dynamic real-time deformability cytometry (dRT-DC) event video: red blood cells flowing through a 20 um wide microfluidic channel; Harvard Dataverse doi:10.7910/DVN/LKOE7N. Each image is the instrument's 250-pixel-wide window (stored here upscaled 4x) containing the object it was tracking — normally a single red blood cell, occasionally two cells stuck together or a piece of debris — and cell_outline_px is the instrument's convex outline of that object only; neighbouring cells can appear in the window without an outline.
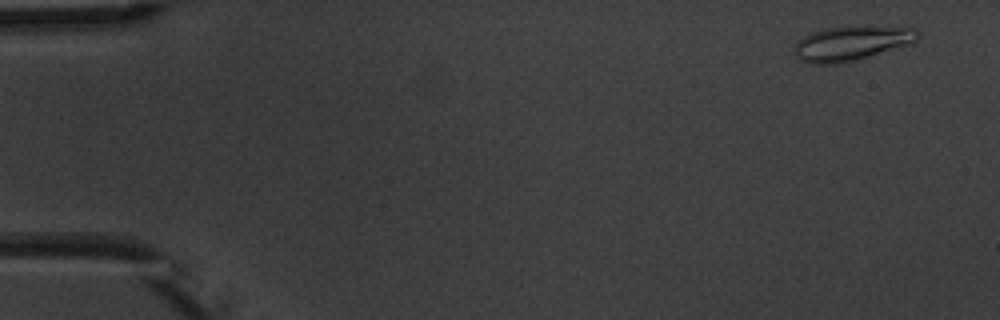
{"species": "common noctule bat (a hibernating species)", "species_latin": "Nyctalus noctula", "temperature_condition": "warm", "stored_images_in_passage": 4, "camera_frame_rate_fps": 3000, "um_per_image_px": 0.085, "animal": {"sex": "male", "body_mass_g": 20.1, "forearm_length_mm": 53.5}, "frame": {"image": 1, "passage_image": 1, "time_ms": 0.0, "image_size_px": [1000, 320], "cell_outline_px": [[920, 36], [916, 40], [908, 44], [856, 60], [832, 64], [812, 64], [800, 60], [792, 52], [792, 48], [796, 40], [808, 32], [824, 28], [856, 24], [868, 24], [916, 28], [920, 32]], "centroid_in_image_um": [72.33, 3.62], "position_along_channel_um": 12.7, "area_um2": 25.84}}
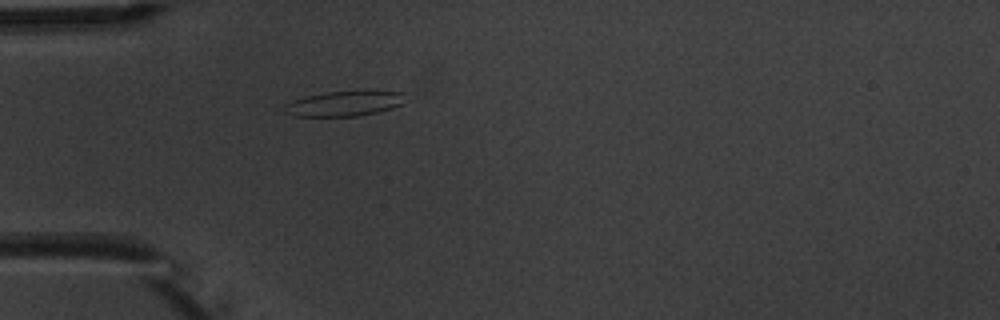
{"frame": {"image": 2, "passage_image": 4, "time_ms": 4.333, "image_size_px": [1000, 320], "cell_outline_px": [[404, 104], [392, 108], [360, 116], [296, 116], [284, 112], [280, 108], [284, 104], [308, 96], [324, 92], [400, 92]], "centroid_in_image_um": [29.18, 8.83], "position_along_channel_um": 55.8, "area_um2": 17.17}}